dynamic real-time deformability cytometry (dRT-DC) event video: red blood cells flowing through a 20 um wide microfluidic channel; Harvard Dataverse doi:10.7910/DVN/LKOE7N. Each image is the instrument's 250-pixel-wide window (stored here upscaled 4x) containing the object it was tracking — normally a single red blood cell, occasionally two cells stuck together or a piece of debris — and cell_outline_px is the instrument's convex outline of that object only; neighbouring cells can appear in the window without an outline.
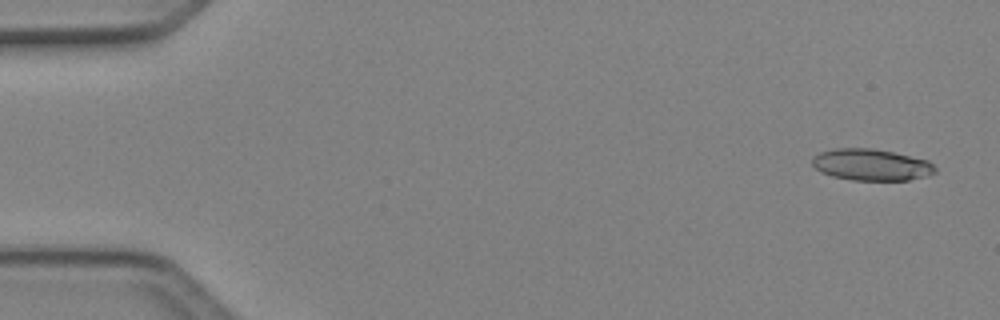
{"species": "Egyptian fruit bat (a non-hibernating species)", "species_latin": "Rousettus aegyptiacus", "temperature_condition": "cold", "stored_images_in_passage": 5, "camera_frame_rate_fps": 3000, "um_per_image_px": 0.085, "animal": {"sex": "female"}, "frame": {"image": 1, "passage_image": 1, "time_ms": 0.0, "image_size_px": [1000, 320], "cell_outline_px": [[936, 172], [928, 176], [908, 180], [852, 180], [832, 176], [820, 172], [812, 164], [812, 156], [820, 152], [836, 148], [872, 148], [892, 152], [928, 160], [936, 168]], "centroid_in_image_um": [74.05, 14.0], "position_along_channel_um": 11.0, "area_um2": 22.66}}
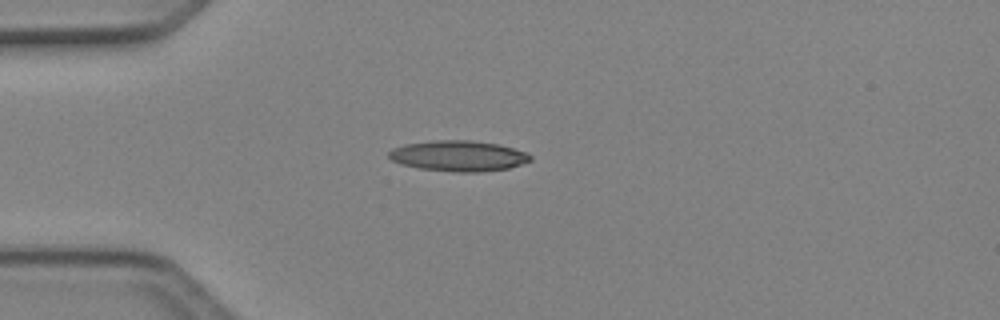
{"frame": {"image": 2, "passage_image": 4, "time_ms": 1.0, "image_size_px": [1000, 320], "cell_outline_px": [[532, 160], [508, 168], [480, 172], [460, 172], [420, 168], [400, 164], [392, 160], [388, 156], [388, 152], [392, 148], [404, 144], [436, 140], [472, 140], [500, 144], [528, 152], [532, 156]], "centroid_in_image_um": [38.98, 13.24], "position_along_channel_um": 46.0, "area_um2": 25.37}}